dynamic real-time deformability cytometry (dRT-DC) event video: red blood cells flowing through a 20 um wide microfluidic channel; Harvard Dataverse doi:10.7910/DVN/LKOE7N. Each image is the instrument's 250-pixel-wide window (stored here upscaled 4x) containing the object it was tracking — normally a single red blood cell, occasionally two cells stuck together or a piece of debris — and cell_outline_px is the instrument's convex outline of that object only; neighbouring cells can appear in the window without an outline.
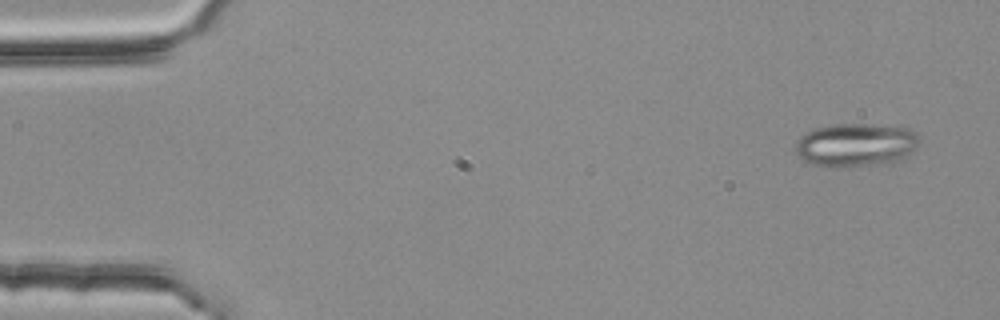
{"species": "common noctule bat (a hibernating species)", "species_latin": "Nyctalus noctula", "temperature_condition": "room temperature", "stored_images_in_passage": 4, "camera_frame_rate_fps": 3000, "um_per_image_px": 0.085, "animal": {"sex": "female", "body_mass_g": 25.1}, "frame": {"image": 1, "passage_image": 1, "time_ms": 0.0, "image_size_px": [1000, 320], "cell_outline_px": [[920, 144], [908, 156], [892, 164], [840, 168], [832, 168], [812, 164], [804, 160], [796, 152], [796, 140], [800, 136], [816, 128], [836, 124], [864, 124], [912, 128], [920, 136]], "centroid_in_image_um": [72.82, 12.35], "position_along_channel_um": 12.2, "area_um2": 32.08}}